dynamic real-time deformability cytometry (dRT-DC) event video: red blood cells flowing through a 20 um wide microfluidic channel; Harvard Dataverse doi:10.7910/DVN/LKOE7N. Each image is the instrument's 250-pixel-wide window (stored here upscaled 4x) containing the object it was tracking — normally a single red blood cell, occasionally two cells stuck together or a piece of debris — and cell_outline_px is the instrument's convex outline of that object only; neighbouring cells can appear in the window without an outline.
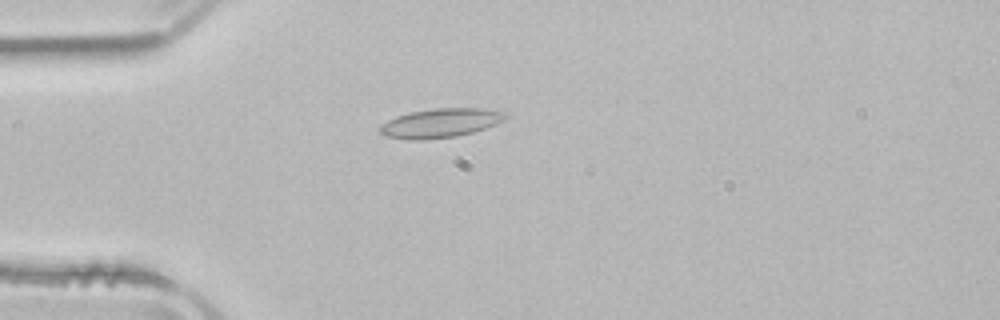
{"species": "common noctule bat (a hibernating species)", "species_latin": "Nyctalus noctula", "temperature_condition": "room temperature", "stored_images_in_passage": 47, "camera_frame_rate_fps": 3000, "um_per_image_px": 0.085, "animal": {"sex": "male", "body_mass_g": 21.5, "forearm_length_mm": 52.0}, "frame": {"image": 1, "passage_image": 9, "time_ms": 2.667, "image_size_px": [1000, 320], "cell_outline_px": [[508, 116], [504, 120], [496, 124], [472, 132], [456, 136], [420, 140], [412, 140], [384, 136], [380, 132], [380, 124], [396, 116], [408, 112], [432, 108], [484, 108], [504, 112]], "centroid_in_image_um": [37.41, 10.45], "position_along_channel_um": 47.6, "area_um2": 21.33}}
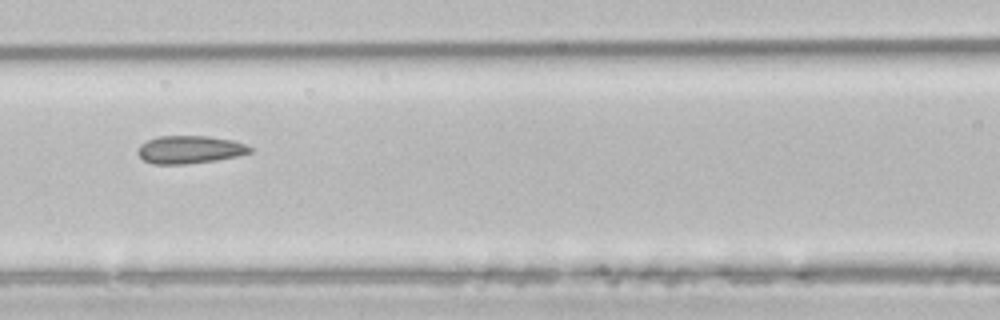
{"frame": {"image": 2, "passage_image": 18, "time_ms": 5.667, "image_size_px": [1000, 320], "cell_outline_px": [[252, 152], [236, 156], [216, 160], [184, 164], [152, 164], [144, 160], [136, 152], [140, 144], [148, 140], [160, 136], [208, 136], [232, 140], [244, 144], [252, 148]], "centroid_in_image_um": [16.1, 12.71], "position_along_channel_um": 150.5, "area_um2": 18.09}}
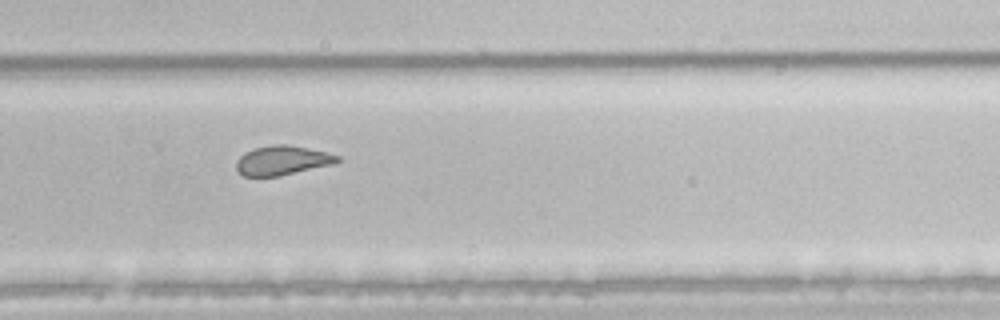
{"frame": {"image": 3, "passage_image": 30, "time_ms": 9.667, "image_size_px": [1000, 320], "cell_outline_px": [[340, 160], [332, 164], [280, 176], [244, 176], [236, 168], [236, 160], [244, 152], [252, 148], [272, 144], [284, 144], [308, 148], [340, 156]], "centroid_in_image_um": [23.95, 13.62], "position_along_channel_um": 305.8, "area_um2": 17.22}, "authors_computed_cell_mechanics": {"area_um2": 19.2474, "velocity_mm_per_s": 3.8978, "shape_relaxation_time_tau1_ms": null, "shape_relaxation_time_tau2_ms": 1.1051, "deformation_change_tau1": null, "deformation_change_tau2": 0.0609}}